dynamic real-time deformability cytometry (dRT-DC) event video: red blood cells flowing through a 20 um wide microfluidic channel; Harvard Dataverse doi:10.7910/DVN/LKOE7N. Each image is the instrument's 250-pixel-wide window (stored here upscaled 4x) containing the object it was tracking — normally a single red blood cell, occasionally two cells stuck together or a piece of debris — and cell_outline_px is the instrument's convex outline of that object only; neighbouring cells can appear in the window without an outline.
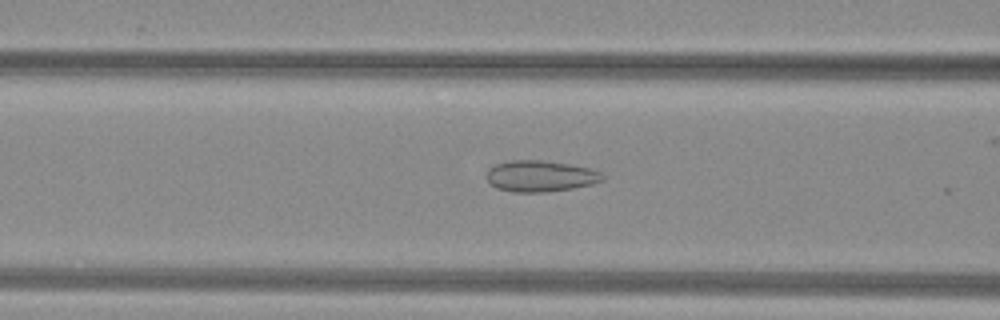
{"species": "common noctule bat (a hibernating species)", "species_latin": "Nyctalus noctula", "temperature_condition": "warm", "stored_images_in_passage": 29, "camera_frame_rate_fps": 3000, "um_per_image_px": 0.085, "animal": {"sex": "female", "body_mass_g": 29.2, "forearm_length_mm": 56.3}, "frame": {"image": 1, "passage_image": 9, "time_ms": 2.667, "image_size_px": [1000, 320], "cell_outline_px": [[604, 180], [592, 184], [572, 188], [544, 192], [512, 192], [496, 188], [484, 176], [488, 168], [496, 164], [508, 160], [544, 160], [592, 168], [600, 172], [604, 176]], "centroid_in_image_um": [45.91, 14.96], "position_along_channel_um": 120.7, "area_um2": 21.27}}
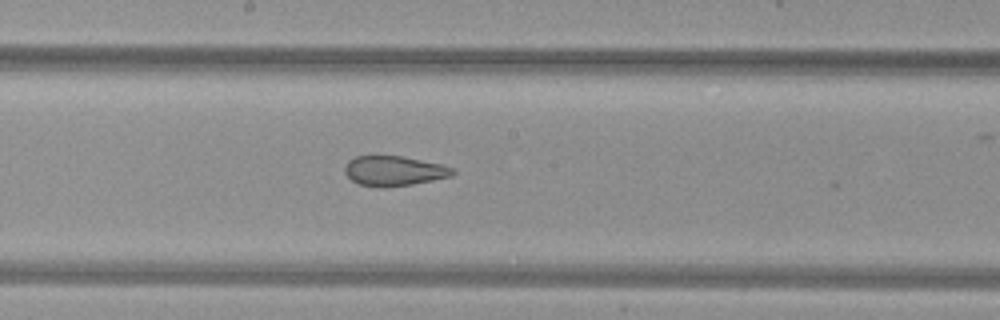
{"frame": {"image": 2, "passage_image": 16, "time_ms": 5.0, "image_size_px": [1000, 320], "cell_outline_px": [[456, 172], [452, 176], [412, 184], [384, 188], [376, 188], [360, 184], [352, 180], [344, 172], [344, 168], [348, 160], [356, 156], [404, 156], [440, 164], [452, 168]], "centroid_in_image_um": [33.47, 14.53], "position_along_channel_um": 214.7, "area_um2": 18.84}}
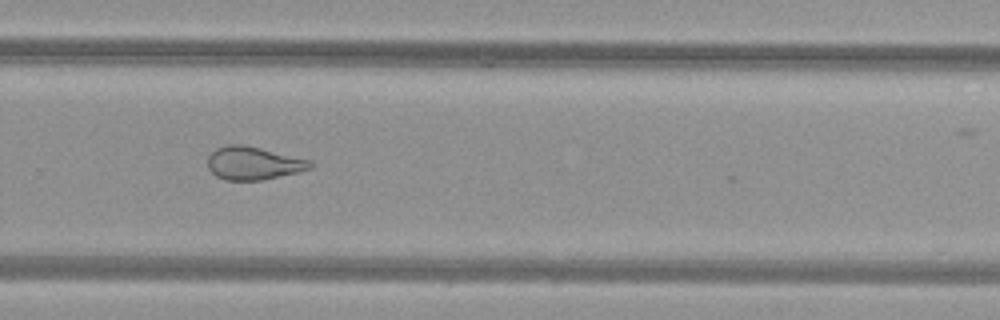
{"frame": {"image": 3, "passage_image": 23, "time_ms": 7.333, "image_size_px": [1000, 320], "cell_outline_px": [[316, 164], [312, 168], [264, 180], [224, 180], [216, 176], [208, 168], [208, 156], [216, 148], [228, 144], [244, 144], [312, 160]], "centroid_in_image_um": [21.56, 13.86], "position_along_channel_um": 308.2, "area_um2": 19.94}}